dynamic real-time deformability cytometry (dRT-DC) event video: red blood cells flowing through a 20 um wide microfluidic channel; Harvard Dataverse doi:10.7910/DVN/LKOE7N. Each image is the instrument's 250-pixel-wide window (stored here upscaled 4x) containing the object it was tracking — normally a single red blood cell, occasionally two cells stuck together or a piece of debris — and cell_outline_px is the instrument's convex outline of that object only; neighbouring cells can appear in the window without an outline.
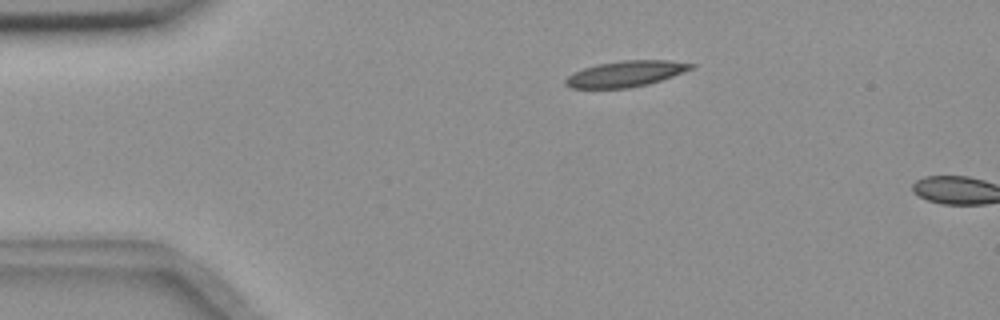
{"species": "common noctule bat (a hibernating species)", "species_latin": "Nyctalus noctula", "temperature_condition": "room temperature", "stored_images_in_passage": 6, "camera_frame_rate_fps": 3000, "um_per_image_px": 0.085, "animal": {"sex": "female", "body_mass_g": 18.4}, "frame": {"image": 1, "passage_image": 6, "time_ms": 1.667, "image_size_px": [1000, 320], "cell_outline_px": [[696, 64], [692, 68], [672, 76], [648, 84], [628, 88], [568, 88], [564, 84], [564, 80], [568, 76], [584, 68], [596, 64], [624, 60], [668, 60]], "centroid_in_image_um": [53.15, 6.27], "position_along_channel_um": 31.9, "area_um2": 18.79}}